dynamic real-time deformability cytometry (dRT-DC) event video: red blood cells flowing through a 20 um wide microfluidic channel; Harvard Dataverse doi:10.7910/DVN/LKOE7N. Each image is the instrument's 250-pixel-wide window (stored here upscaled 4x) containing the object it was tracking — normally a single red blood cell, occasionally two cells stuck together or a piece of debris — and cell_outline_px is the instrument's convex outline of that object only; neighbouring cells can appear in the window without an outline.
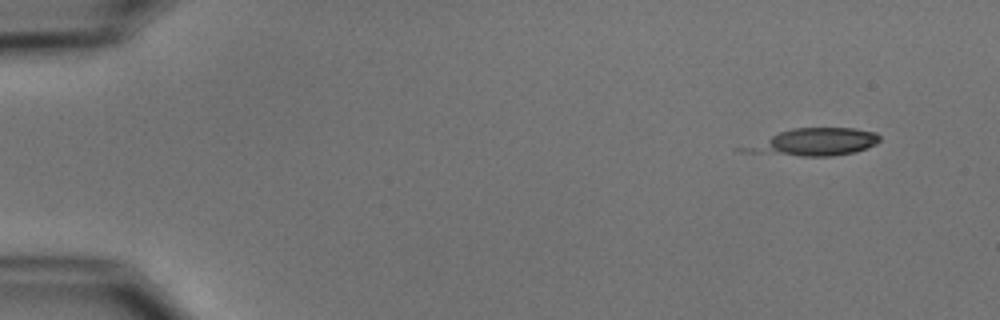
{"species": "common noctule bat (a hibernating species)", "species_latin": "Nyctalus noctula", "temperature_condition": "cold", "stored_images_in_passage": 6, "camera_frame_rate_fps": 3000, "um_per_image_px": 0.085, "animal": {"sex": "male", "body_mass_g": 15.6}, "frame": {"image": 1, "passage_image": 1, "time_ms": 0.0, "image_size_px": [1000, 320], "cell_outline_px": [[880, 140], [876, 144], [856, 152], [832, 156], [800, 156], [740, 152], [736, 148], [780, 132], [792, 128], [856, 128], [876, 132], [880, 136]], "centroid_in_image_um": [69.17, 12.08], "position_along_channel_um": 15.8, "area_um2": 21.73}}
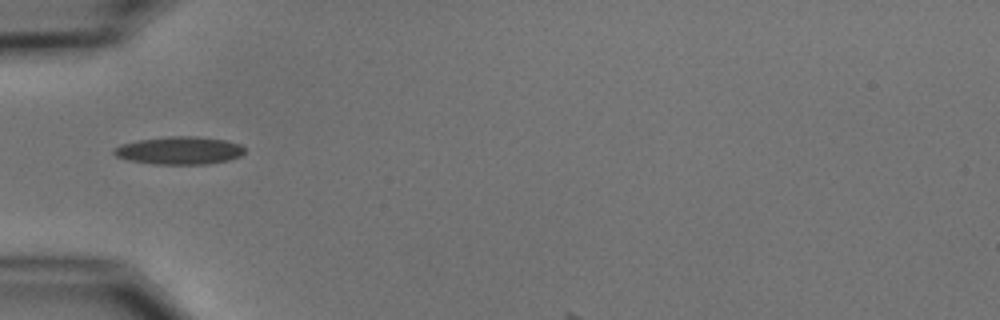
{"frame": {"image": 2, "passage_image": 5, "time_ms": 4.667, "image_size_px": [1000, 320], "cell_outline_px": [[244, 152], [240, 156], [228, 160], [204, 164], [152, 164], [128, 160], [116, 156], [112, 152], [112, 148], [120, 144], [136, 140], [168, 136], [196, 136], [224, 140], [240, 144], [244, 148]], "centroid_in_image_um": [15.19, 12.78], "position_along_channel_um": 69.8, "area_um2": 21.27}}